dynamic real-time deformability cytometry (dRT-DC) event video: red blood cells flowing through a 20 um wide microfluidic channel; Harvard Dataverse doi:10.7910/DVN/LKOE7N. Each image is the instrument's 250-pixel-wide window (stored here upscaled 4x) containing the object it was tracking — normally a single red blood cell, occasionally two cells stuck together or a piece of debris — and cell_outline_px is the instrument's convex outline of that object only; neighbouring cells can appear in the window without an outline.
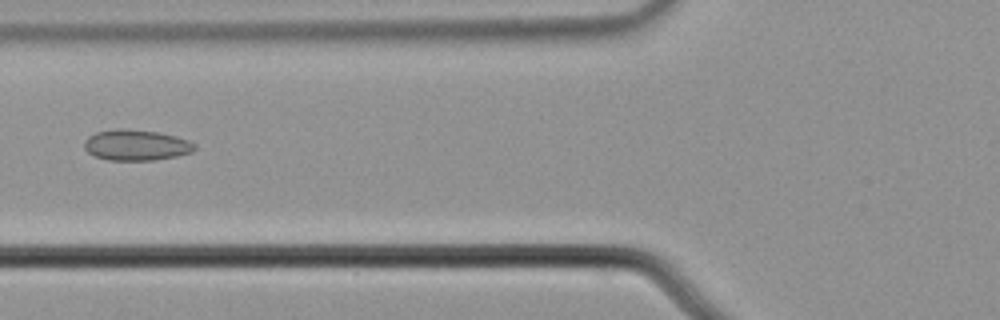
{"species": "common noctule bat (a hibernating species)", "species_latin": "Nyctalus noctula", "temperature_condition": "cold", "stored_images_in_passage": 8, "camera_frame_rate_fps": 3000, "um_per_image_px": 0.085, "animal": {"sex": "male", "body_mass_g": 21.5, "forearm_length_mm": 52.0}, "frame": {"image": 1, "passage_image": 8, "time_ms": 2.333, "image_size_px": [1000, 320], "cell_outline_px": [[196, 148], [192, 152], [176, 156], [156, 160], [108, 160], [96, 156], [88, 152], [84, 148], [84, 140], [88, 136], [96, 132], [116, 128], [124, 128], [160, 132], [176, 136], [188, 140], [196, 144]], "centroid_in_image_um": [11.58, 12.32], "position_along_channel_um": 114.2, "area_um2": 20.0}}